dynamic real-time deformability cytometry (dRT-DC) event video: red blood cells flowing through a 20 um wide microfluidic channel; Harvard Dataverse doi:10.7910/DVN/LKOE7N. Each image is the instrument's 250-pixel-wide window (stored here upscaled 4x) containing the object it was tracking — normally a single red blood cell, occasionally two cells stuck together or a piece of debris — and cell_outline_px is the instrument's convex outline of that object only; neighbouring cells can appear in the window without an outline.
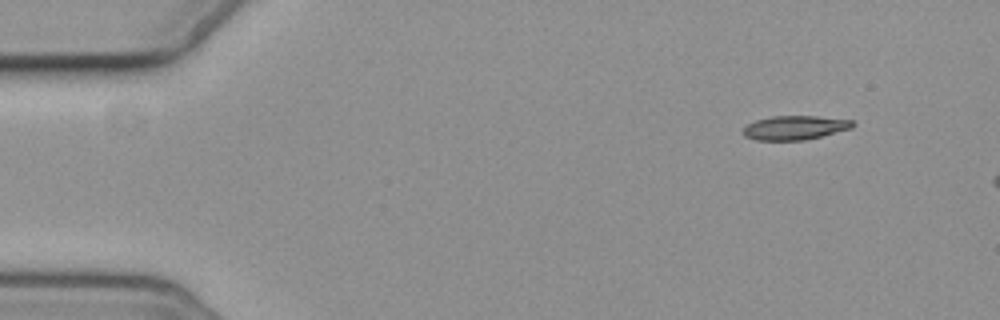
{"species": "common noctule bat (a hibernating species)", "species_latin": "Nyctalus noctula", "temperature_condition": "cold", "stored_images_in_passage": 6, "segment_of_instrument_passage": [2, 2], "camera_frame_rate_fps": 3000, "um_per_image_px": 0.085, "animal": {"sex": "female", "body_mass_g": 19.3, "forearm_length_mm": 54.1}, "frame": {"image": 1, "passage_image": 6, "time_ms": 7.0, "image_size_px": [1000, 320], "cell_outline_px": [[856, 124], [852, 128], [804, 140], [756, 140], [744, 136], [744, 128], [748, 124], [756, 120], [772, 116], [816, 116], [852, 120]], "centroid_in_image_um": [67.57, 10.85], "position_along_channel_um": 17.4, "area_um2": 15.2}}